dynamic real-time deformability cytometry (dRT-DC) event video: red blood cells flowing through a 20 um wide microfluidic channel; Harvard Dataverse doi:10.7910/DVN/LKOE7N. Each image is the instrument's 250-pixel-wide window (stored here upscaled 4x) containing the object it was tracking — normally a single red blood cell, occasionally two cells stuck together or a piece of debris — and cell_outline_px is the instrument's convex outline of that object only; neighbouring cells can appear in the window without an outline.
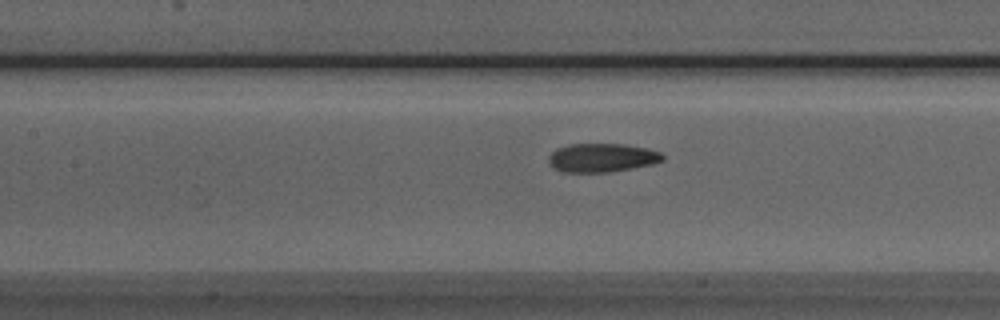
{"species": "Egyptian fruit bat (a non-hibernating species)", "species_latin": "Rousettus aegyptiacus", "temperature_condition": "room temperature", "stored_images_in_passage": 36, "camera_frame_rate_fps": 3000, "um_per_image_px": 0.085, "animal": {"sex": "male"}, "frame": {"image": 1, "passage_image": 13, "time_ms": 4.0, "image_size_px": [1000, 320], "cell_outline_px": [[664, 160], [652, 164], [632, 168], [608, 172], [560, 172], [548, 160], [548, 156], [556, 148], [568, 144], [624, 144], [648, 148], [660, 152], [664, 156]], "centroid_in_image_um": [51.17, 13.4], "position_along_channel_um": 156.2, "area_um2": 19.07}}
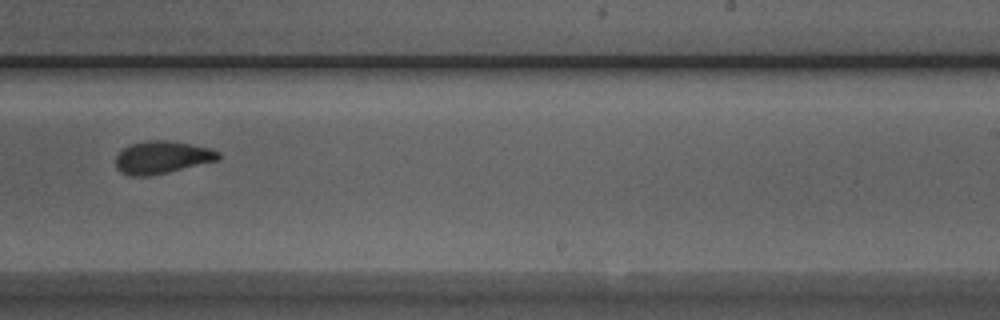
{"frame": {"image": 2, "passage_image": 22, "time_ms": 7.0, "image_size_px": [1000, 320], "cell_outline_px": [[220, 160], [168, 172], [148, 176], [132, 176], [120, 172], [116, 168], [116, 156], [128, 144], [144, 140], [168, 140], [192, 144], [212, 148], [220, 152]], "centroid_in_image_um": [13.79, 13.36], "position_along_channel_um": 275.2, "area_um2": 19.77}}
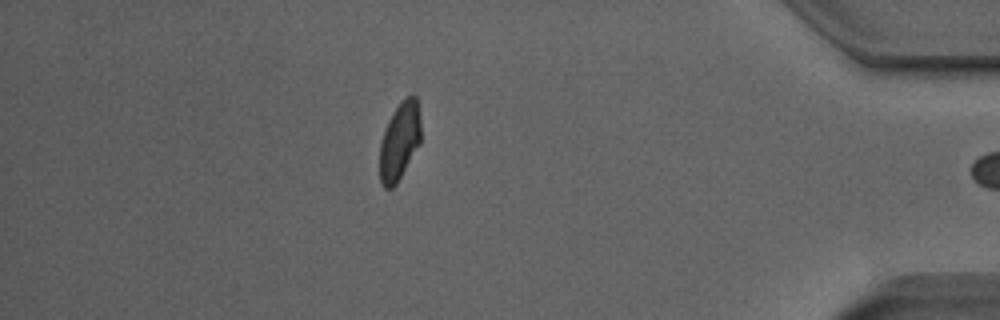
{"frame": {"image": 3, "passage_image": 35, "time_ms": 11.333, "image_size_px": [1000, 320], "cell_outline_px": [[420, 144], [396, 184], [392, 188], [384, 188], [380, 184], [380, 140], [388, 120], [392, 112], [400, 100], [404, 96], [412, 92], [416, 96], [420, 120]], "centroid_in_image_um": [33.96, 11.95], "position_along_channel_um": 401.2, "area_um2": 18.96}, "authors_computed_cell_mechanics": {"area_um2": 19.7676, "velocity_mm_per_s": 3.977, "shape_relaxation_time_tau1_ms": 5.2616, "shape_relaxation_time_tau2_ms": 1.8156, "deformation_change_tau1": 0.1349, "deformation_change_tau2": 0.0801}}